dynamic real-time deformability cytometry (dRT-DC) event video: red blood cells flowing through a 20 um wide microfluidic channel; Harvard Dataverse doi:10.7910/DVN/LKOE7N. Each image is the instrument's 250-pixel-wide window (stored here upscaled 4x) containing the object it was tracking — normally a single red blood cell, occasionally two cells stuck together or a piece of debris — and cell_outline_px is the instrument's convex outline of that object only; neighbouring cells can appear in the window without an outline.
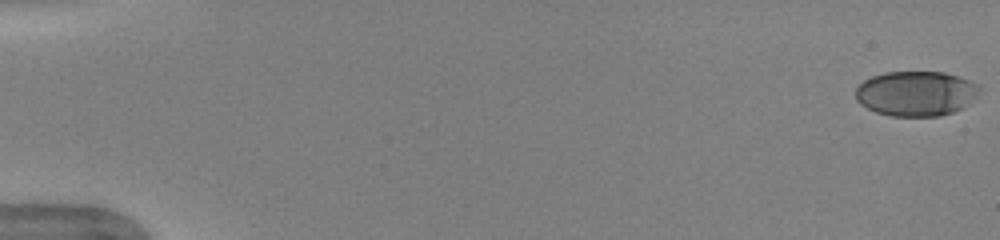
{"species": "human", "species_latin": "Homo sapiens", "temperature_condition": "warm", "stored_images_in_passage": 53, "camera_frame_rate_fps": 3000, "um_per_image_px": 0.085, "donor": {"sex": "female"}, "frame": {"image": 1, "passage_image": 1, "time_ms": 0.0, "image_size_px": [1000, 240], "cell_outline_px": [[980, 88], [976, 96], [960, 108], [952, 112], [940, 116], [892, 116], [876, 112], [860, 104], [856, 100], [856, 88], [864, 80], [872, 76], [884, 72], [944, 72], [960, 76], [980, 84]], "centroid_in_image_um": [77.85, 7.93], "position_along_channel_um": 7.1, "area_um2": 32.43}}
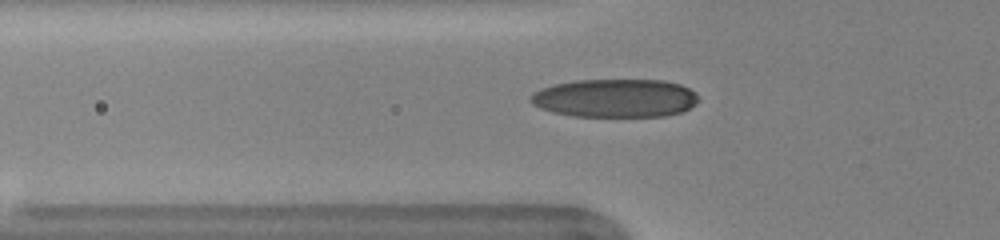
{"frame": {"image": 2, "passage_image": 19, "time_ms": 6.0, "image_size_px": [1000, 240], "cell_outline_px": [[700, 100], [696, 104], [680, 112], [664, 116], [572, 116], [552, 112], [540, 108], [532, 104], [528, 100], [532, 92], [540, 88], [556, 84], [576, 80], [664, 80], [680, 84], [688, 88]], "centroid_in_image_um": [52.24, 8.34], "position_along_channel_um": 73.6, "area_um2": 37.57}}
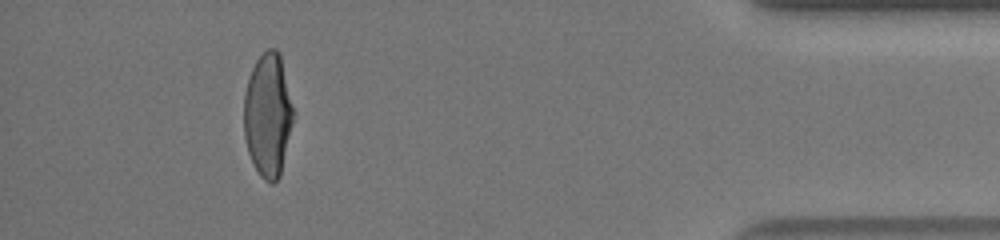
{"frame": {"image": 3, "passage_image": 48, "time_ms": 15.667, "image_size_px": [1000, 240], "cell_outline_px": [[296, 116], [280, 176], [272, 184], [264, 180], [260, 176], [248, 152], [244, 136], [244, 92], [252, 68], [256, 60], [268, 48], [276, 48], [280, 52], [296, 112]], "centroid_in_image_um": [22.82, 9.76], "position_along_channel_um": 412.4, "area_um2": 36.47}}